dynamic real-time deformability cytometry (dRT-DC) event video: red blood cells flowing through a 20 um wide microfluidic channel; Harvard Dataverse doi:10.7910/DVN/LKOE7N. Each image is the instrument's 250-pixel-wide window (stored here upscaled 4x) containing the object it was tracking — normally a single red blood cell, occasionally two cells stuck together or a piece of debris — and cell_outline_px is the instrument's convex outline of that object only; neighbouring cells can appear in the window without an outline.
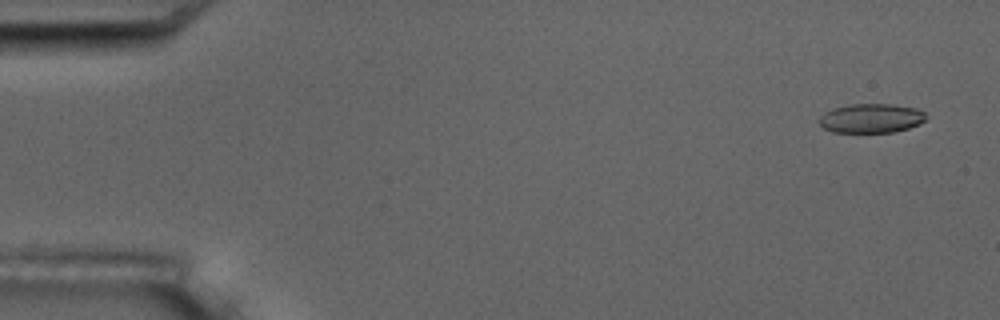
{"species": "common noctule bat (a hibernating species)", "species_latin": "Nyctalus noctula", "temperature_condition": "room temperature", "stored_images_in_passage": 5, "camera_frame_rate_fps": 3000, "um_per_image_px": 0.085, "animal": {"sex": "male", "body_mass_g": 17.5, "forearm_length_mm": 52.3}, "frame": {"image": 1, "passage_image": 1, "time_ms": 0.0, "image_size_px": [1000, 320], "cell_outline_px": [[928, 116], [920, 124], [908, 128], [892, 132], [832, 132], [824, 128], [820, 124], [820, 116], [824, 112], [832, 108], [848, 104], [892, 104], [916, 108], [924, 112]], "centroid_in_image_um": [74.05, 10.04], "position_along_channel_um": 10.9, "area_um2": 18.26}}
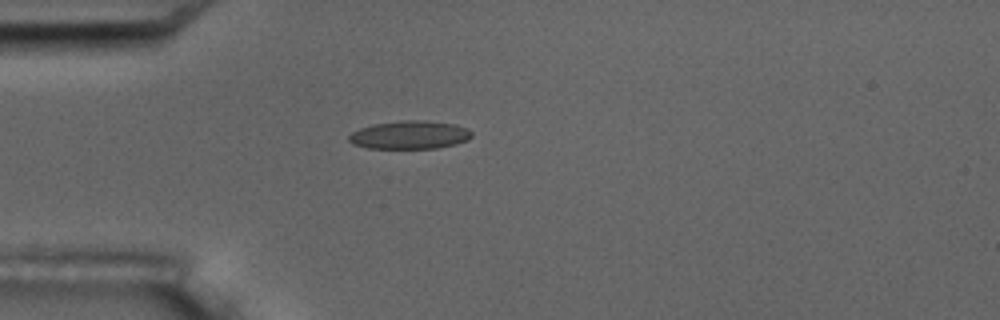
{"frame": {"image": 2, "passage_image": 4, "time_ms": 4.333, "image_size_px": [1000, 320], "cell_outline_px": [[472, 136], [468, 140], [456, 144], [436, 148], [368, 148], [352, 144], [348, 140], [348, 136], [352, 132], [360, 128], [372, 124], [404, 120], [424, 120], [452, 124], [468, 128], [472, 132]], "centroid_in_image_um": [34.82, 11.47], "position_along_channel_um": 50.2, "area_um2": 20.23}}